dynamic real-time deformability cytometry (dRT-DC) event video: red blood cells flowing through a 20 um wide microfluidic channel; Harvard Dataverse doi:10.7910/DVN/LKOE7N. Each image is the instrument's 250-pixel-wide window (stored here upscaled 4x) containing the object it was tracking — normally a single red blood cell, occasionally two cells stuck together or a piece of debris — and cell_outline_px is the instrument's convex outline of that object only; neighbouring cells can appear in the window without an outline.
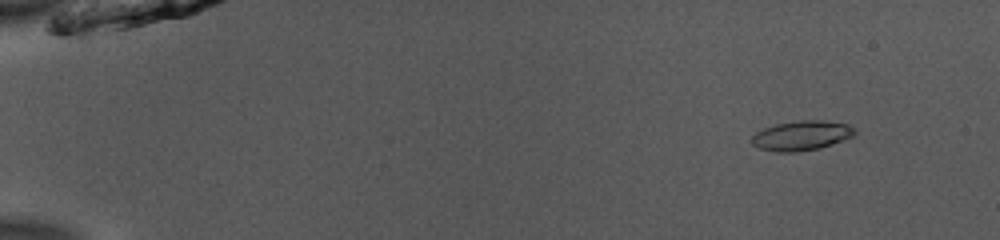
{"species": "common noctule bat (a hibernating species)", "species_latin": "Nyctalus noctula", "temperature_condition": "room temperature", "stored_images_in_passage": 17, "camera_frame_rate_fps": 3000, "um_per_image_px": 0.085, "animal": {"sex": "male", "body_mass_g": 13.0, "forearm_length_mm": 53.1}, "frame": {"image": 1, "passage_image": 6, "time_ms": 1.667, "image_size_px": [1000, 240], "cell_outline_px": [[856, 132], [852, 136], [844, 140], [820, 148], [796, 152], [776, 152], [760, 148], [752, 144], [752, 136], [756, 132], [764, 128], [776, 124], [800, 120], [820, 120], [848, 124], [856, 128]], "centroid_in_image_um": [68.15, 11.52], "position_along_channel_um": 16.9, "area_um2": 17.8}}